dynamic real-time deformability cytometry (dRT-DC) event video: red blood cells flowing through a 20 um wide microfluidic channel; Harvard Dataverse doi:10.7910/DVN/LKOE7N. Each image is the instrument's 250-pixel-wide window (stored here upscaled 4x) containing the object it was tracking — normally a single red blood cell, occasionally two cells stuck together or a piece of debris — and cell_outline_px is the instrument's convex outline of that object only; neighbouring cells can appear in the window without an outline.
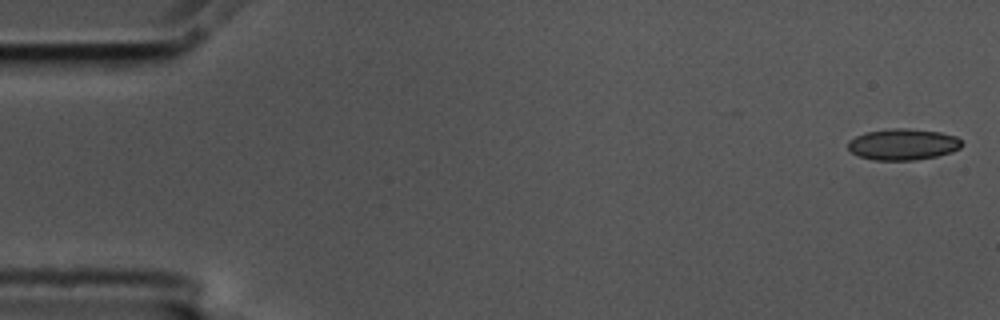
{"species": "common noctule bat (a hibernating species)", "species_latin": "Nyctalus noctula", "temperature_condition": "cold", "stored_images_in_passage": 5, "camera_frame_rate_fps": 3000, "um_per_image_px": 0.085, "animal": {"sex": "male", "body_mass_g": 17.5, "forearm_length_mm": 52.3}, "frame": {"image": 1, "passage_image": 1, "time_ms": 0.0, "image_size_px": [1000, 320], "cell_outline_px": [[964, 144], [960, 148], [952, 152], [936, 156], [912, 160], [872, 160], [860, 156], [852, 152], [848, 148], [848, 140], [864, 132], [888, 128], [904, 128], [940, 132], [956, 136]], "centroid_in_image_um": [76.74, 12.26], "position_along_channel_um": 8.3, "area_um2": 20.81}}
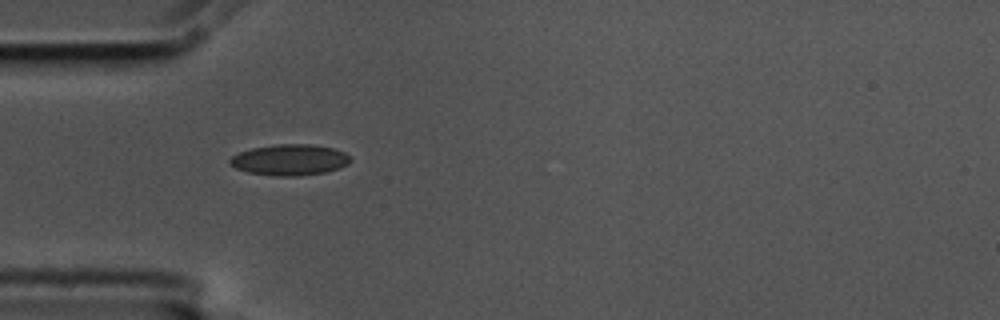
{"frame": {"image": 2, "passage_image": 4, "time_ms": 1.0, "image_size_px": [1000, 320], "cell_outline_px": [[352, 160], [348, 164], [340, 168], [324, 172], [296, 176], [276, 176], [248, 172], [236, 168], [228, 164], [228, 160], [232, 156], [240, 152], [252, 148], [276, 144], [312, 144], [332, 148], [344, 152]], "centroid_in_image_um": [24.61, 13.58], "position_along_channel_um": 60.4, "area_um2": 21.73}}